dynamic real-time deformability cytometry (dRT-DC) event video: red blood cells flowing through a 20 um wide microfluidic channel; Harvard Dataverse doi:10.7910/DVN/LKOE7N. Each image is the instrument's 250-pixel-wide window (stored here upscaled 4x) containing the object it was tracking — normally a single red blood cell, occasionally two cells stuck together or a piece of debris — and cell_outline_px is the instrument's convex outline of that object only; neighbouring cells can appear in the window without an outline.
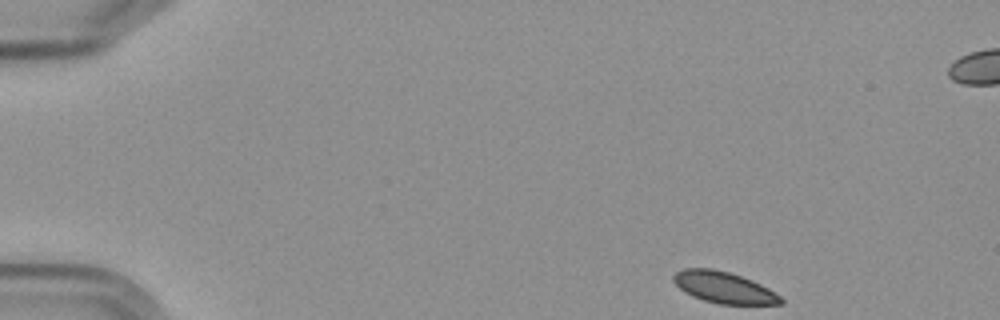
{"species": "Egyptian fruit bat (a non-hibernating species)", "species_latin": "Rousettus aegyptiacus", "temperature_condition": "cold", "stored_images_in_passage": 5, "camera_frame_rate_fps": 3000, "um_per_image_px": 0.085, "frame": {"image": 1, "passage_image": 1, "time_ms": 0.0, "image_size_px": [1000, 320], "cell_outline_px": [[784, 304], [720, 304], [704, 300], [692, 296], [684, 292], [672, 280], [672, 276], [676, 272], [684, 268], [712, 268], [728, 272], [752, 280], [768, 288], [780, 296], [784, 300]], "centroid_in_image_um": [61.51, 24.43], "position_along_channel_um": 23.5, "area_um2": 19.54}}
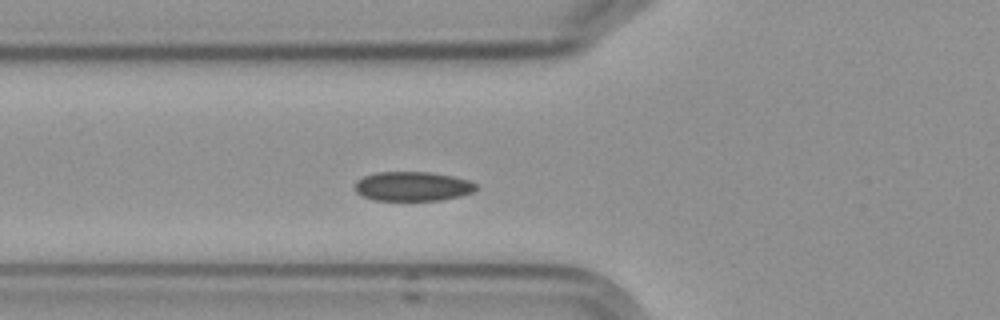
{"frame": {"image": 2, "passage_image": 5, "time_ms": 4.667, "image_size_px": [1000, 320], "cell_outline_px": [[476, 188], [472, 192], [460, 196], [440, 200], [372, 200], [356, 192], [352, 188], [356, 180], [364, 176], [376, 172], [432, 172], [452, 176], [468, 180], [476, 184]], "centroid_in_image_um": [35.02, 15.83], "position_along_channel_um": 90.8, "area_um2": 20.81}}